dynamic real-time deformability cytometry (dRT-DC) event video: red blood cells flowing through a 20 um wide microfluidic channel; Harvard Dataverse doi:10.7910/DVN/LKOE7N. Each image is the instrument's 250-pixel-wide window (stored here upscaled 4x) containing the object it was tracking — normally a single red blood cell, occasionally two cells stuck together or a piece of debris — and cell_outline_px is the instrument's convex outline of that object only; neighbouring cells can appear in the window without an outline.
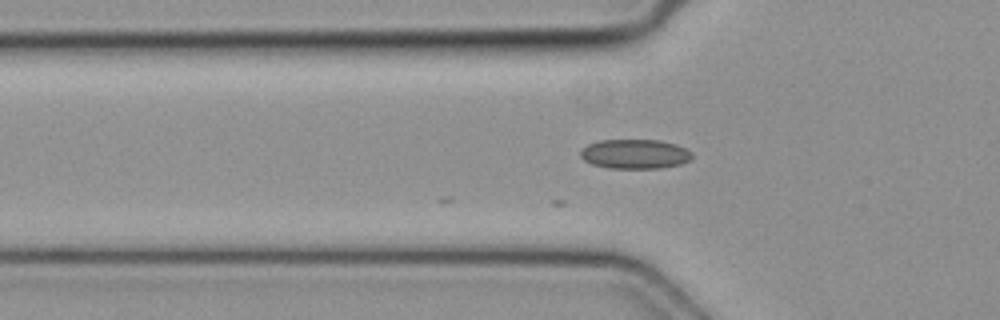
{"species": "common noctule bat (a hibernating species)", "species_latin": "Nyctalus noctula", "temperature_condition": "cold", "stored_images_in_passage": 6, "camera_frame_rate_fps": 3000, "um_per_image_px": 0.085, "animal": {"sex": "female", "body_mass_g": 19.3, "forearm_length_mm": 54.1}, "frame": {"image": 1, "passage_image": 4, "time_ms": 1.0, "image_size_px": [1000, 320], "cell_outline_px": [[692, 160], [680, 164], [660, 168], [608, 168], [592, 164], [584, 160], [580, 156], [580, 152], [588, 144], [600, 140], [660, 140], [676, 144], [692, 152]], "centroid_in_image_um": [53.98, 13.09], "position_along_channel_um": 71.8, "area_um2": 19.19}}